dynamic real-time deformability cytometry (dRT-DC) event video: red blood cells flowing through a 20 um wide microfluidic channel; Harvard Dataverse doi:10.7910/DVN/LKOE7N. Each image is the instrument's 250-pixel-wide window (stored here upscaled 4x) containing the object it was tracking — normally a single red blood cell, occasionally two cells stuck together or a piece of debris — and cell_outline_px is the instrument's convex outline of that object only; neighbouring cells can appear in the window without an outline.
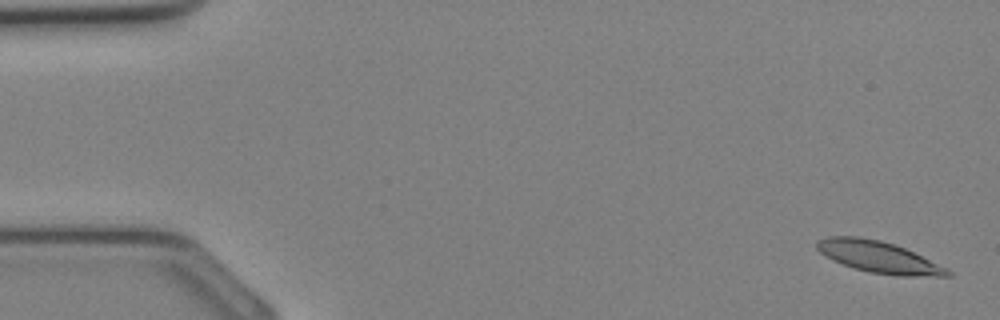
{"species": "Egyptian fruit bat (a non-hibernating species)", "species_latin": "Rousettus aegyptiacus", "temperature_condition": "cold", "stored_images_in_passage": 34, "camera_frame_rate_fps": 3000, "um_per_image_px": 0.085, "animal": {"sex": "female"}, "frame": {"image": 1, "passage_image": 1, "time_ms": 0.0, "image_size_px": [1000, 320], "cell_outline_px": [[952, 276], [896, 276], [872, 272], [852, 268], [832, 260], [824, 256], [816, 248], [816, 240], [828, 236], [856, 236], [880, 240], [896, 244], [948, 268], [952, 272]], "centroid_in_image_um": [74.67, 21.84], "position_along_channel_um": 10.3, "area_um2": 24.22}}
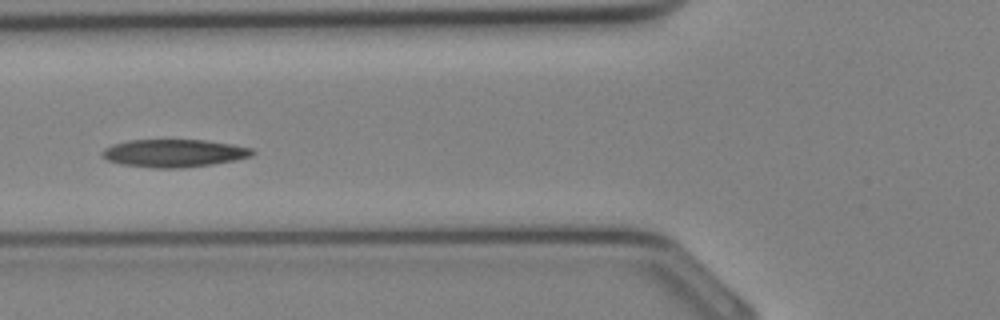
{"frame": {"image": 2, "passage_image": 13, "time_ms": 4.0, "image_size_px": [1000, 320], "cell_outline_px": [[256, 152], [252, 156], [212, 164], [172, 168], [156, 168], [124, 164], [108, 160], [100, 152], [104, 148], [112, 144], [128, 140], [204, 140], [232, 144], [252, 148]], "centroid_in_image_um": [14.79, 13.0], "position_along_channel_um": 111.0, "area_um2": 23.99}}
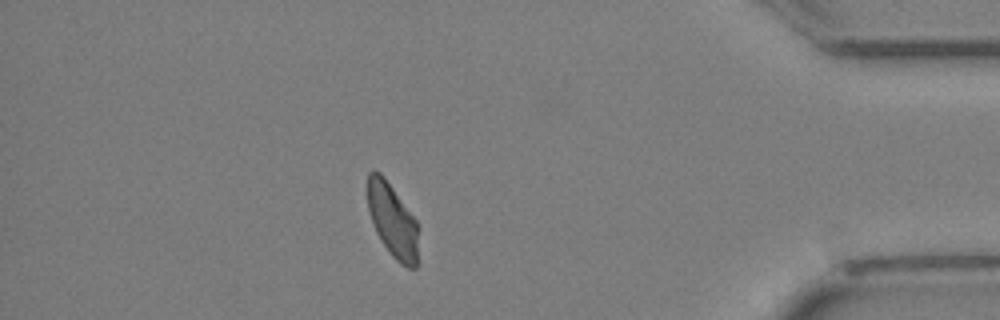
{"frame": {"image": 3, "passage_image": 30, "time_ms": 9.667, "image_size_px": [1000, 320], "cell_outline_px": [[416, 268], [408, 268], [400, 264], [392, 256], [380, 240], [376, 232], [368, 208], [368, 172], [372, 168], [380, 172], [384, 176], [416, 220]], "centroid_in_image_um": [33.32, 18.7], "position_along_channel_um": 401.9, "area_um2": 21.39}}